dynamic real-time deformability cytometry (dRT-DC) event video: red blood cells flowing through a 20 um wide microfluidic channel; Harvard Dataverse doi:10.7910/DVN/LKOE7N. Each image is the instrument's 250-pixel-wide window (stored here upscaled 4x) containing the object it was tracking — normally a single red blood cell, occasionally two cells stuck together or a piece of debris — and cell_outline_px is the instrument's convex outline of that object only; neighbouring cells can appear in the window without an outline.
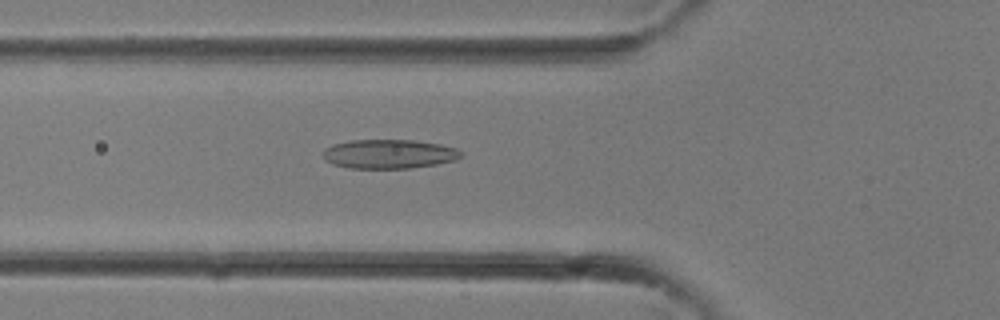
{"species": "common noctule bat (a hibernating species)", "species_latin": "Nyctalus noctula", "temperature_condition": "room temperature", "stored_images_in_passage": 25, "camera_frame_rate_fps": 3000, "um_per_image_px": 0.085, "animal": {"sex": "female"}, "frame": {"image": 1, "passage_image": 4, "time_ms": 1.0, "image_size_px": [1000, 320], "cell_outline_px": [[460, 156], [456, 160], [436, 164], [412, 168], [348, 168], [332, 164], [324, 160], [320, 152], [324, 148], [332, 144], [348, 140], [412, 140], [440, 144], [456, 148], [460, 152]], "centroid_in_image_um": [32.98, 13.09], "position_along_channel_um": 92.8, "area_um2": 23.64}}
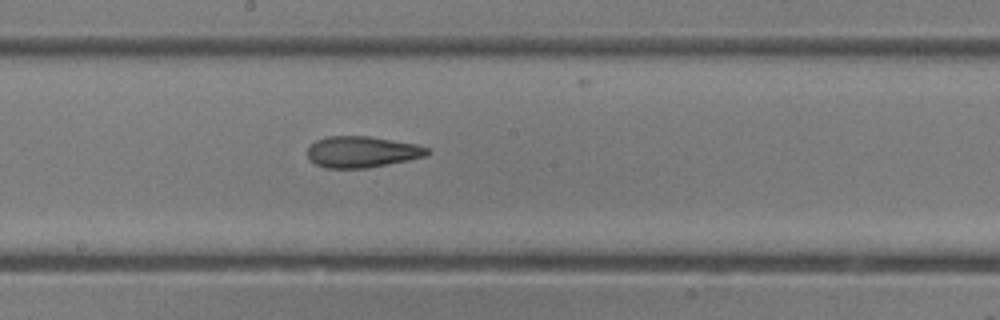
{"frame": {"image": 2, "passage_image": 10, "time_ms": 3.0, "image_size_px": [1000, 320], "cell_outline_px": [[432, 152], [424, 156], [408, 160], [368, 168], [324, 168], [308, 160], [308, 148], [316, 140], [328, 136], [368, 136], [416, 144], [428, 148]], "centroid_in_image_um": [30.75, 12.91], "position_along_channel_um": 217.4, "area_um2": 21.79}}
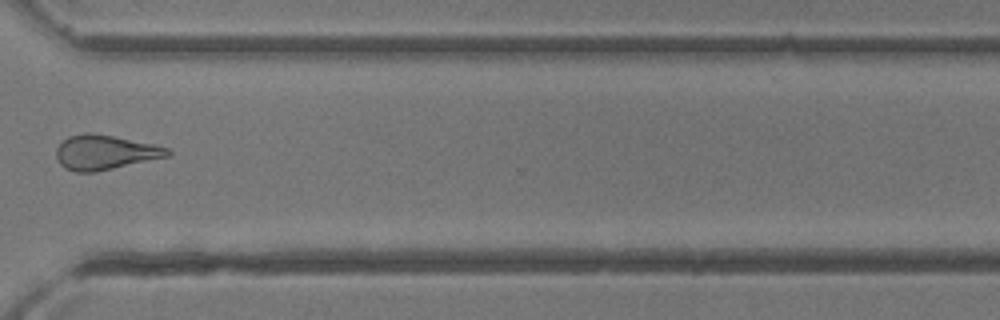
{"frame": {"image": 3, "passage_image": 17, "time_ms": 5.333, "image_size_px": [1000, 320], "cell_outline_px": [[172, 156], [96, 172], [76, 172], [64, 168], [60, 164], [56, 156], [56, 148], [68, 136], [84, 132], [88, 132], [112, 136], [156, 144], [168, 148], [172, 152]], "centroid_in_image_um": [8.96, 12.95], "position_along_channel_um": 361.6, "area_um2": 22.72}}